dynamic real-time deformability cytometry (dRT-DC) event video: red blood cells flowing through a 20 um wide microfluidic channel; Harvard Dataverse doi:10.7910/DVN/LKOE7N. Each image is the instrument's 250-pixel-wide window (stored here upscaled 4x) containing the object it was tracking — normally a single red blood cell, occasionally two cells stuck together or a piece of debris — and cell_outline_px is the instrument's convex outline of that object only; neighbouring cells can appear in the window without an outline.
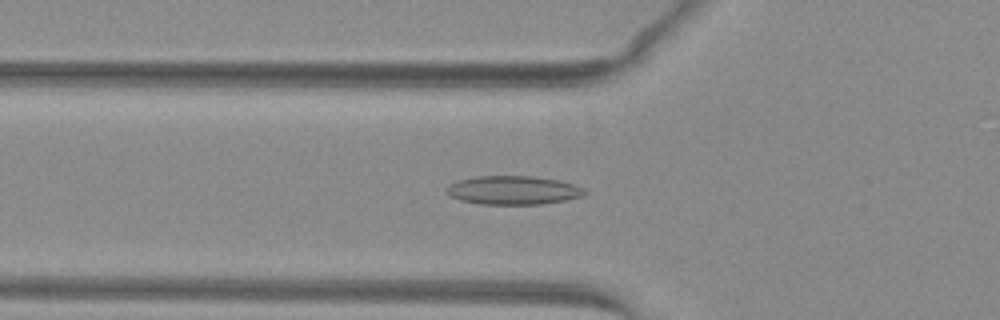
{"species": "common noctule bat (a hibernating species)", "species_latin": "Nyctalus noctula", "temperature_condition": "warm", "stored_images_in_passage": 40, "camera_frame_rate_fps": 3000, "um_per_image_px": 0.085, "animal": {"sex": "female", "body_mass_g": 29.2, "forearm_length_mm": 56.3}, "frame": {"image": 1, "passage_image": 7, "time_ms": 2.0, "image_size_px": [1000, 320], "cell_outline_px": [[588, 192], [584, 196], [564, 200], [540, 204], [480, 204], [460, 200], [444, 192], [444, 188], [456, 180], [476, 176], [532, 176], [560, 180], [576, 184], [584, 188]], "centroid_in_image_um": [43.62, 16.16], "position_along_channel_um": 82.2, "area_um2": 23.35}}
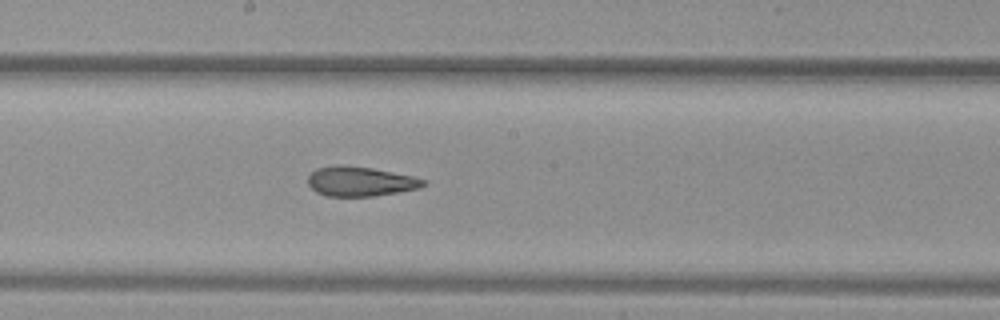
{"frame": {"image": 2, "passage_image": 17, "time_ms": 5.333, "image_size_px": [1000, 320], "cell_outline_px": [[428, 184], [420, 188], [372, 196], [324, 196], [316, 192], [308, 184], [308, 176], [316, 168], [336, 164], [340, 164], [372, 168], [412, 176], [428, 180]], "centroid_in_image_um": [30.62, 15.41], "position_along_channel_um": 217.6, "area_um2": 20.06}}
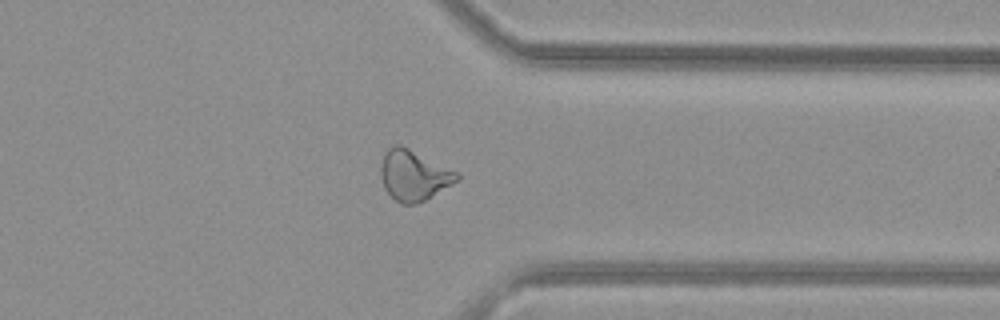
{"frame": {"image": 3, "passage_image": 29, "time_ms": 9.333, "image_size_px": [1000, 320], "cell_outline_px": [[460, 180], [424, 200], [416, 204], [400, 204], [384, 188], [380, 176], [380, 168], [384, 152], [388, 148], [396, 144], [400, 144], [460, 172]], "centroid_in_image_um": [35.18, 14.89], "position_along_channel_um": 376.2, "area_um2": 22.54}, "authors_computed_cell_mechanics": {"area_um2": 21.2415, "velocity_mm_per_s": 4.0389, "shape_relaxation_time_tau1_ms": null, "shape_relaxation_time_tau2_ms": 2.1315, "deformation_change_tau1": null, "deformation_change_tau2": 0.096}}